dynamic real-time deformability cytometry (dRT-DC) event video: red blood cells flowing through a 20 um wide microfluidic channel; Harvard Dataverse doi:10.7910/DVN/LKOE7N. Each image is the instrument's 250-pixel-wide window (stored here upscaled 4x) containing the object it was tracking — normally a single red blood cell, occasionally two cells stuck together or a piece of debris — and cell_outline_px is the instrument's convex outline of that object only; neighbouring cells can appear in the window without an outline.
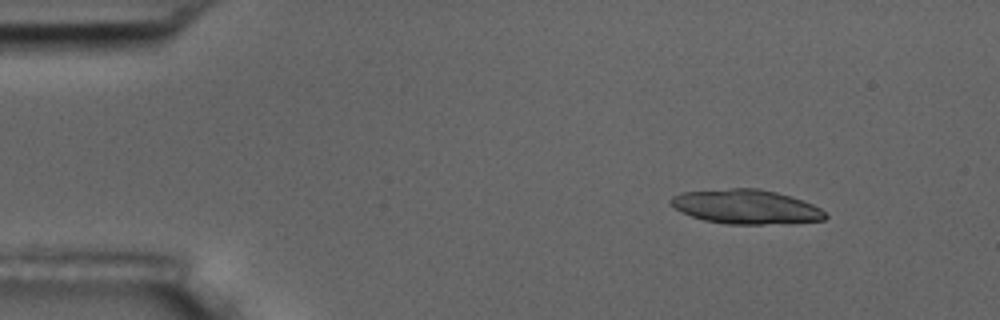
{"species": "common noctule bat (a hibernating species)", "species_latin": "Nyctalus noctula", "temperature_condition": "room temperature", "stored_images_in_passage": 7, "segment_of_instrument_passage": [1, 2], "camera_frame_rate_fps": 3000, "um_per_image_px": 0.085, "animal": {"sex": "male", "body_mass_g": 17.5, "forearm_length_mm": 52.3}, "frame": {"image": 1, "passage_image": 1, "time_ms": 0.0, "image_size_px": [1000, 320], "cell_outline_px": [[828, 216], [824, 220], [764, 224], [728, 224], [704, 220], [692, 216], [668, 204], [668, 200], [672, 196], [680, 192], [732, 188], [756, 188], [776, 192], [812, 204], [820, 208]], "centroid_in_image_um": [63.36, 17.56], "position_along_channel_um": 21.6, "area_um2": 30.58}}